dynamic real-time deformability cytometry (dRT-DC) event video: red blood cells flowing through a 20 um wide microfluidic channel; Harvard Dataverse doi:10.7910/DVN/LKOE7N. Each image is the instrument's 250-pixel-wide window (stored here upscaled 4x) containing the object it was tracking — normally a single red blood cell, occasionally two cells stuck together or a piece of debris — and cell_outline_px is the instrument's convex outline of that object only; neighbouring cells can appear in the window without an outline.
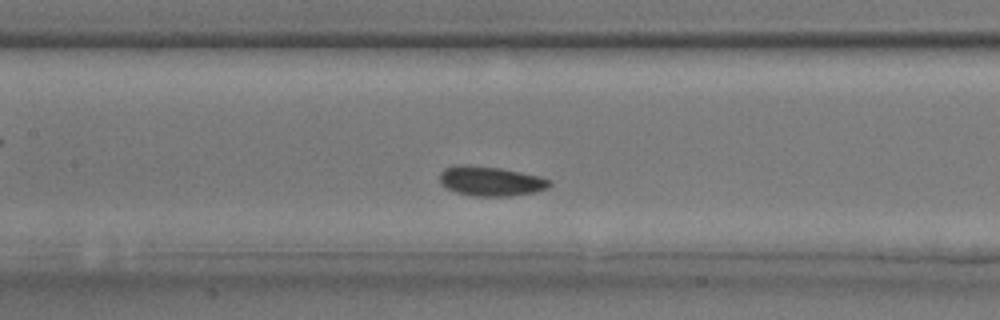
{"species": "common noctule bat (a hibernating species)", "species_latin": "Nyctalus noctula", "temperature_condition": "room temperature", "stored_images_in_passage": 30, "segment_of_instrument_passage": [1, 2], "camera_frame_rate_fps": 3000, "um_per_image_px": 0.085, "animal": {"sex": "male", "body_mass_g": 17.9, "forearm_length_mm": 54.2}, "frame": {"image": 1, "passage_image": 8, "time_ms": 2.333, "image_size_px": [1000, 320], "cell_outline_px": [[552, 184], [548, 188], [532, 192], [508, 196], [472, 196], [456, 192], [440, 184], [440, 172], [444, 168], [456, 164], [468, 164], [500, 168], [540, 176], [552, 180]], "centroid_in_image_um": [41.69, 15.38], "position_along_channel_um": 165.7, "area_um2": 19.07}}
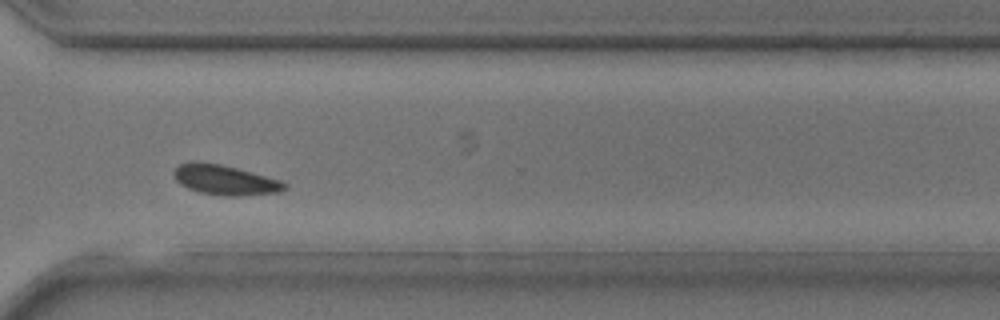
{"frame": {"image": 2, "passage_image": 19, "time_ms": 6.0, "image_size_px": [1000, 320], "cell_outline_px": [[288, 188], [280, 192], [240, 196], [224, 196], [200, 192], [188, 188], [180, 184], [176, 180], [172, 172], [180, 164], [192, 160], [220, 164], [236, 168], [280, 180], [288, 184]], "centroid_in_image_um": [19.12, 15.29], "position_along_channel_um": 351.5, "area_um2": 19.36}}
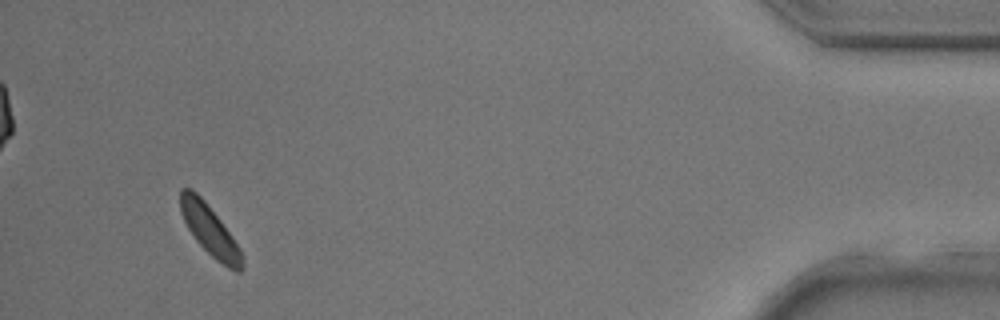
{"frame": {"image": 3, "passage_image": 27, "time_ms": 8.667, "image_size_px": [1000, 320], "cell_outline_px": [[244, 268], [240, 272], [236, 272], [228, 268], [216, 260], [196, 240], [188, 228], [180, 212], [180, 188], [192, 188], [204, 200], [220, 220], [232, 236], [240, 248], [244, 256]], "centroid_in_image_um": [17.86, 19.6], "position_along_channel_um": 417.3, "area_um2": 18.09}}